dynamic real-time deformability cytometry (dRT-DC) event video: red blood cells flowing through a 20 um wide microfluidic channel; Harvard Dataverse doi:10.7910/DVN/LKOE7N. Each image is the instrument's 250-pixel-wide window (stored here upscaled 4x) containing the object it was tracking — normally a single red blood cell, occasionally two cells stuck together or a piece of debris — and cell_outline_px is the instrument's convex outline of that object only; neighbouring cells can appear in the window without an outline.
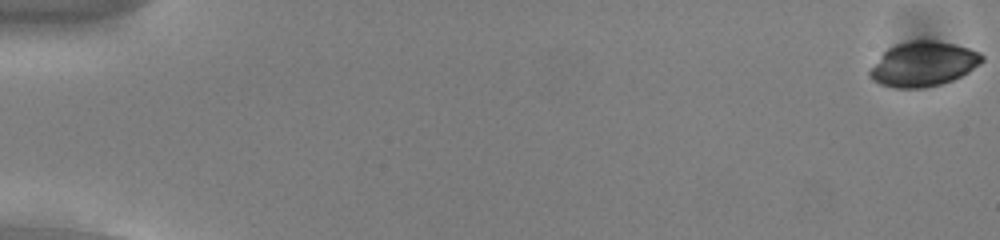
{"species": "common noctule bat (a hibernating species)", "species_latin": "Nyctalus noctula", "temperature_condition": "cold", "stored_images_in_passage": 55, "camera_frame_rate_fps": 3000, "um_per_image_px": 0.085, "animal": {"sex": "male", "body_mass_g": 13.0, "forearm_length_mm": 53.1}, "frame": {"image": 1, "passage_image": 1, "time_ms": 0.0, "image_size_px": [1000, 240], "cell_outline_px": [[984, 60], [980, 64], [968, 72], [952, 80], [940, 84], [924, 88], [892, 88], [880, 84], [872, 80], [868, 76], [868, 72], [880, 56], [888, 48], [896, 44], [912, 40], [936, 40], [956, 44], [980, 52], [984, 56]], "centroid_in_image_um": [78.48, 5.44], "position_along_channel_um": 6.5, "area_um2": 29.36}}
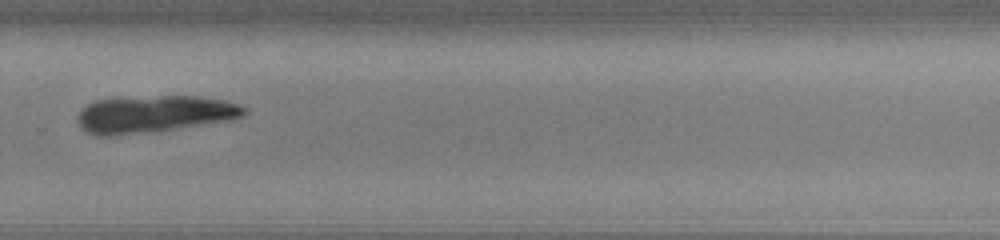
{"frame": {"image": 2, "passage_image": 39, "time_ms": 12.667, "image_size_px": [1000, 240], "cell_outline_px": [[248, 112], [244, 116], [228, 120], [108, 136], [96, 136], [80, 128], [76, 120], [76, 116], [88, 104], [96, 100], [160, 96], [200, 96], [224, 100], [236, 104], [244, 108]], "centroid_in_image_um": [13.06, 9.68], "position_along_channel_um": 316.7, "area_um2": 34.91}}
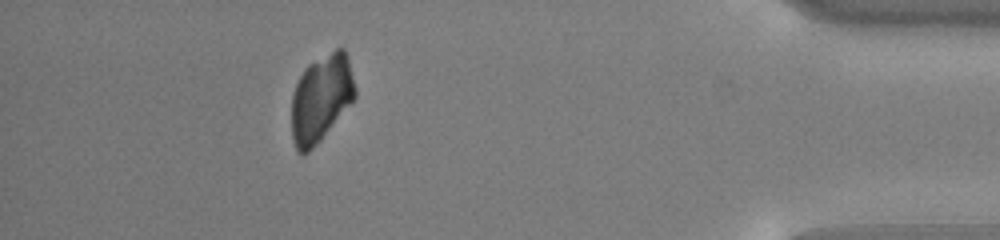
{"frame": {"image": 3, "passage_image": 50, "time_ms": 16.333, "image_size_px": [1000, 240], "cell_outline_px": [[356, 96], [320, 140], [308, 152], [296, 152], [292, 140], [292, 92], [304, 68], [308, 64], [336, 48], [344, 48], [348, 56], [356, 88]], "centroid_in_image_um": [27.28, 8.32], "position_along_channel_um": 407.9, "area_um2": 32.14}}